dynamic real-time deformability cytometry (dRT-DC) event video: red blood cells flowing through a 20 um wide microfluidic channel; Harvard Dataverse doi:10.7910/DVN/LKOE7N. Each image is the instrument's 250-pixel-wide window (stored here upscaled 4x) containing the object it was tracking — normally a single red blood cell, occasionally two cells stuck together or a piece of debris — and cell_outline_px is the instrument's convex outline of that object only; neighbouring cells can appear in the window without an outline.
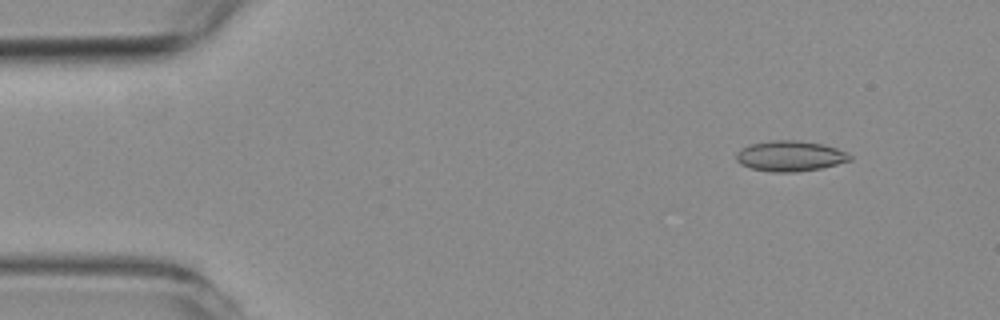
{"species": "common noctule bat (a hibernating species)", "species_latin": "Nyctalus noctula", "temperature_condition": "room temperature", "stored_images_in_passage": 58, "camera_frame_rate_fps": 3000, "um_per_image_px": 0.085, "animal": {"sex": "female", "body_mass_g": 19.3, "forearm_length_mm": 54.1}, "frame": {"image": 1, "passage_image": 6, "time_ms": 1.667, "image_size_px": [1000, 320], "cell_outline_px": [[852, 160], [820, 168], [796, 172], [772, 172], [752, 168], [740, 164], [736, 160], [736, 152], [740, 148], [752, 144], [776, 140], [792, 140], [820, 144], [836, 148], [852, 156]], "centroid_in_image_um": [67.13, 13.27], "position_along_channel_um": 17.9, "area_um2": 19.88}}
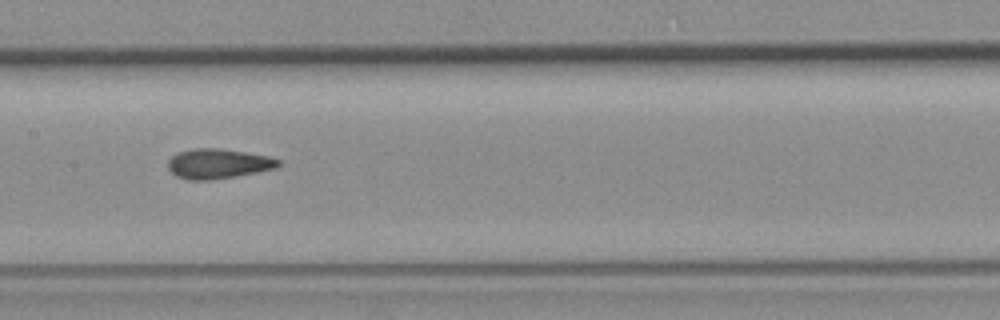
{"frame": {"image": 2, "passage_image": 28, "time_ms": 9.0, "image_size_px": [1000, 320], "cell_outline_px": [[280, 164], [276, 168], [236, 176], [212, 180], [188, 180], [176, 176], [168, 168], [168, 160], [172, 156], [180, 152], [192, 148], [220, 148], [268, 156], [280, 160]], "centroid_in_image_um": [18.52, 13.92], "position_along_channel_um": 188.9, "area_um2": 19.13}}
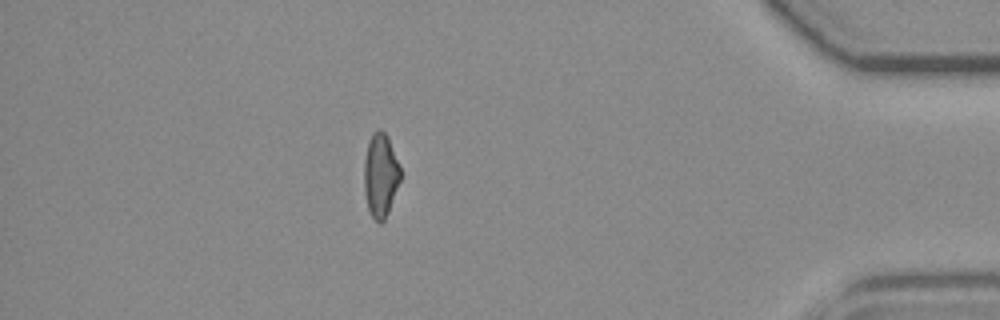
{"frame": {"image": 3, "passage_image": 50, "time_ms": 16.333, "image_size_px": [1000, 320], "cell_outline_px": [[400, 180], [388, 212], [384, 220], [380, 224], [372, 216], [368, 208], [364, 192], [364, 160], [368, 140], [372, 132], [376, 128], [380, 128], [388, 136], [400, 168]], "centroid_in_image_um": [32.32, 14.85], "position_along_channel_um": 402.9, "area_um2": 17.74}}